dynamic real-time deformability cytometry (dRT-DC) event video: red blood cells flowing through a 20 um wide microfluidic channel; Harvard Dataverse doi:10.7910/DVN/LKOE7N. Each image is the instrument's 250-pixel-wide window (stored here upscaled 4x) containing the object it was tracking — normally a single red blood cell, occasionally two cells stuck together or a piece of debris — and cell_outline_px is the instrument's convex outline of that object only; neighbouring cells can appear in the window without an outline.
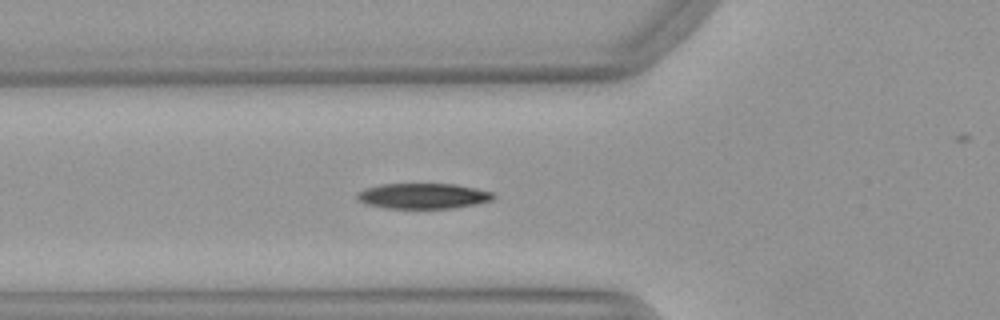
{"species": "Egyptian fruit bat (a non-hibernating species)", "species_latin": "Rousettus aegyptiacus", "temperature_condition": "warm", "stored_images_in_passage": 29, "camera_frame_rate_fps": 3000, "um_per_image_px": 0.085, "animal": {"sex": "female"}, "frame": {"image": 1, "passage_image": 3, "time_ms": 0.667, "image_size_px": [1000, 320], "cell_outline_px": [[496, 196], [492, 200], [476, 204], [452, 208], [388, 208], [368, 204], [360, 200], [356, 196], [356, 192], [364, 188], [380, 184], [456, 184], [492, 192]], "centroid_in_image_um": [35.96, 16.65], "position_along_channel_um": 89.8, "area_um2": 20.11}}
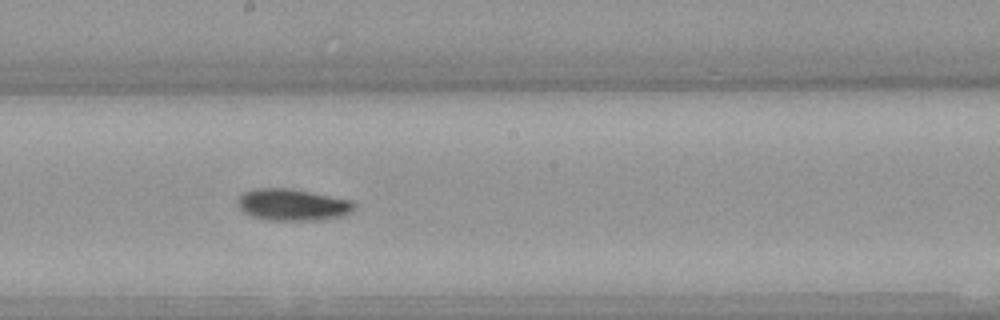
{"frame": {"image": 2, "passage_image": 13, "time_ms": 4.0, "image_size_px": [1000, 320], "cell_outline_px": [[356, 208], [352, 212], [344, 216], [320, 220], [268, 220], [252, 216], [244, 212], [240, 208], [236, 200], [244, 192], [252, 188], [292, 188], [352, 200], [356, 204]], "centroid_in_image_um": [24.9, 17.4], "position_along_channel_um": 223.3, "area_um2": 21.85}}
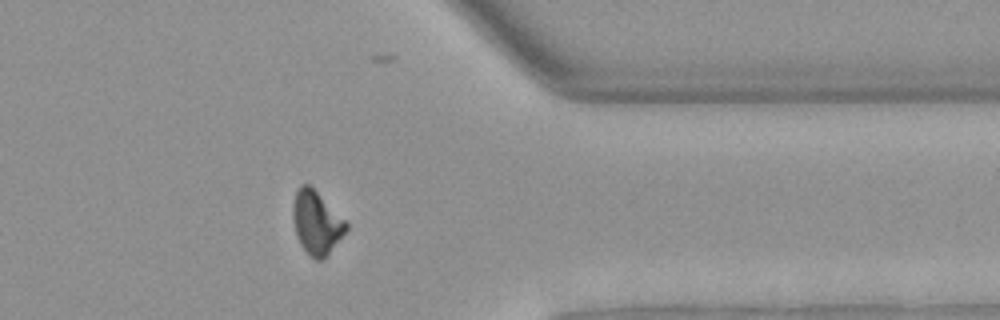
{"frame": {"image": 3, "passage_image": 26, "time_ms": 8.333, "image_size_px": [1000, 320], "cell_outline_px": [[348, 228], [324, 260], [316, 260], [300, 244], [296, 236], [292, 220], [292, 208], [296, 192], [300, 184], [308, 184], [348, 224]], "centroid_in_image_um": [26.87, 18.95], "position_along_channel_um": 384.5, "area_um2": 19.19}, "authors_computed_cell_mechanics": {"area_um2": 20.6346, "velocity_mm_per_s": 4.0075, "shape_relaxation_time_tau1_ms": 3.2052, "shape_relaxation_time_tau2_ms": null, "deformation_change_tau1": 0.1523, "deformation_change_tau2": null}}